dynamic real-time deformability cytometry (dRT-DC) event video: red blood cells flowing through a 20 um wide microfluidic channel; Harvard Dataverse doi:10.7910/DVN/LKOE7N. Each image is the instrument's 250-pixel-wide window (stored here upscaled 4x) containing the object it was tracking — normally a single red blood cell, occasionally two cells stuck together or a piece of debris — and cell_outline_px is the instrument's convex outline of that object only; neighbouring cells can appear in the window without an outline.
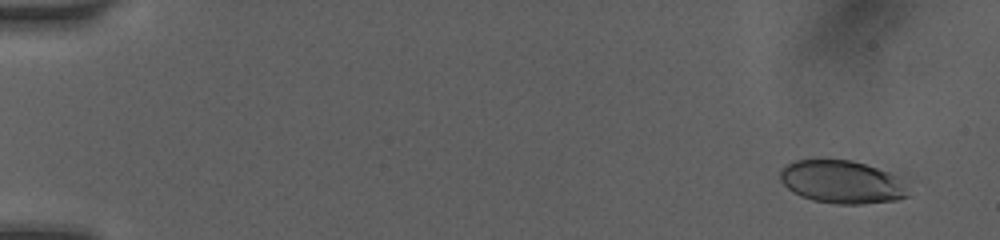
{"species": "human", "species_latin": "Homo sapiens", "temperature_condition": "room temperature", "stored_images_in_passage": 57, "camera_frame_rate_fps": 3000, "um_per_image_px": 0.085, "donor": {"sex": "female"}, "frame": {"image": 1, "passage_image": 5, "time_ms": 1.0, "image_size_px": [1000, 240], "cell_outline_px": [[908, 196], [896, 200], [860, 204], [836, 204], [812, 200], [800, 196], [788, 188], [780, 180], [780, 168], [796, 160], [852, 160], [900, 176]], "centroid_in_image_um": [71.54, 15.47], "position_along_channel_um": 13.5, "area_um2": 31.85}}
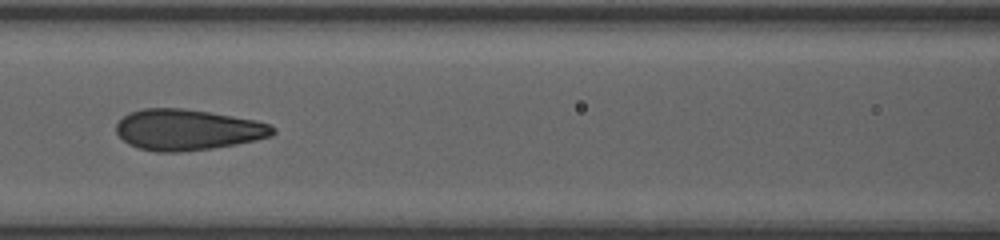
{"frame": {"image": 2, "passage_image": 26, "time_ms": 8.0, "image_size_px": [1000, 240], "cell_outline_px": [[276, 132], [272, 136], [256, 140], [236, 144], [212, 148], [180, 152], [156, 152], [140, 148], [128, 144], [116, 132], [116, 124], [128, 112], [144, 108], [184, 108], [256, 120], [272, 124], [276, 128]], "centroid_in_image_um": [15.96, 11.03], "position_along_channel_um": 150.6, "area_um2": 37.45}}
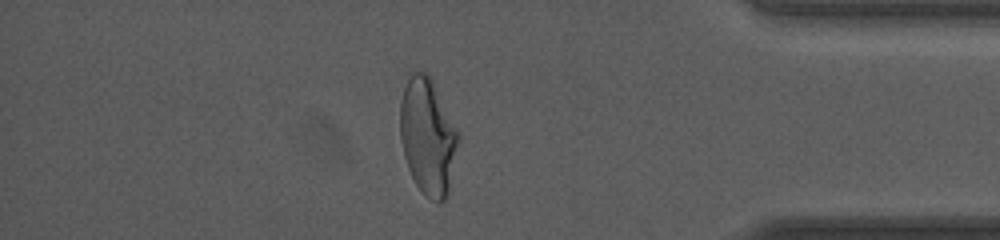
{"frame": {"image": 3, "passage_image": 48, "time_ms": 14.667, "image_size_px": [1000, 240], "cell_outline_px": [[460, 140], [448, 196], [440, 204], [424, 196], [416, 184], [408, 168], [404, 156], [400, 140], [400, 100], [404, 88], [412, 72], [424, 72], [432, 80], [460, 132]], "centroid_in_image_um": [36.39, 11.65], "position_along_channel_um": 398.8, "area_um2": 39.94}, "authors_computed_cell_mechanics": {"area_um2": 36.9342, "velocity_mm_per_s": 4.1282, "shape_relaxation_time_tau1_ms": 5.5163, "shape_relaxation_time_tau2_ms": 0.6628, "deformation_change_tau1": 0.1897, "deformation_change_tau2": 0.0775}}